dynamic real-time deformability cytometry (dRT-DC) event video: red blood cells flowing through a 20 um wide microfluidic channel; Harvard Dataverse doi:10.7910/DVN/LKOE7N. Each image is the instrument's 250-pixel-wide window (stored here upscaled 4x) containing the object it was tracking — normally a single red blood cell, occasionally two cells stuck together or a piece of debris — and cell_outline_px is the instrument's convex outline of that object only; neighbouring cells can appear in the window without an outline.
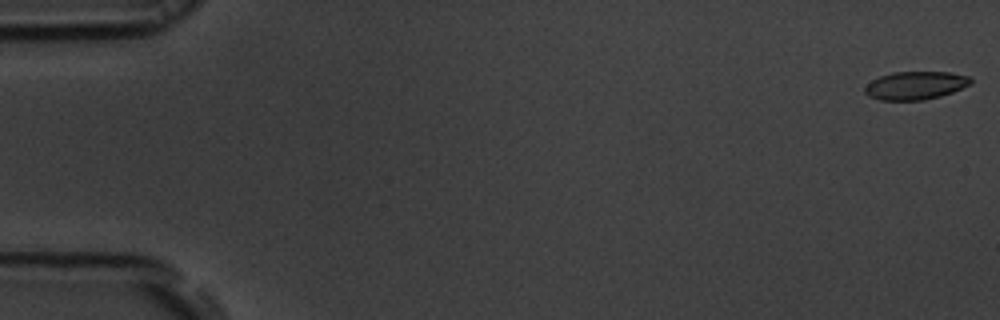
{"species": "common noctule bat (a hibernating species)", "species_latin": "Nyctalus noctula", "temperature_condition": "room temperature", "stored_images_in_passage": 54, "camera_frame_rate_fps": 3000, "um_per_image_px": 0.085, "animal": {"sex": "male", "body_mass_g": 19.5, "forearm_length_mm": 54.6}, "frame": {"image": 1, "passage_image": 1, "time_ms": 0.0, "image_size_px": [1000, 320], "cell_outline_px": [[972, 84], [952, 92], [940, 96], [924, 100], [880, 100], [868, 96], [864, 92], [864, 88], [872, 80], [880, 76], [892, 72], [948, 72], [972, 76]], "centroid_in_image_um": [77.83, 7.26], "position_along_channel_um": 7.2, "area_um2": 17.46}}
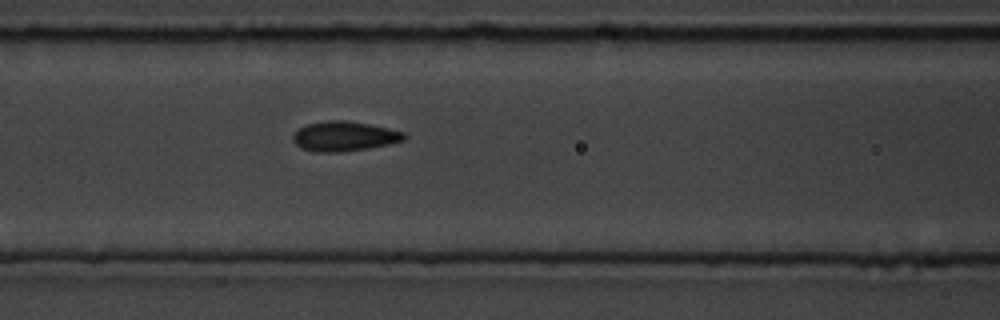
{"frame": {"image": 2, "passage_image": 23, "time_ms": 7.333, "image_size_px": [1000, 320], "cell_outline_px": [[408, 136], [404, 140], [388, 144], [368, 148], [340, 152], [316, 152], [300, 148], [292, 140], [292, 136], [300, 128], [308, 124], [328, 120], [344, 120], [368, 124], [388, 128], [404, 132]], "centroid_in_image_um": [29.26, 11.59], "position_along_channel_um": 137.3, "area_um2": 19.19}}
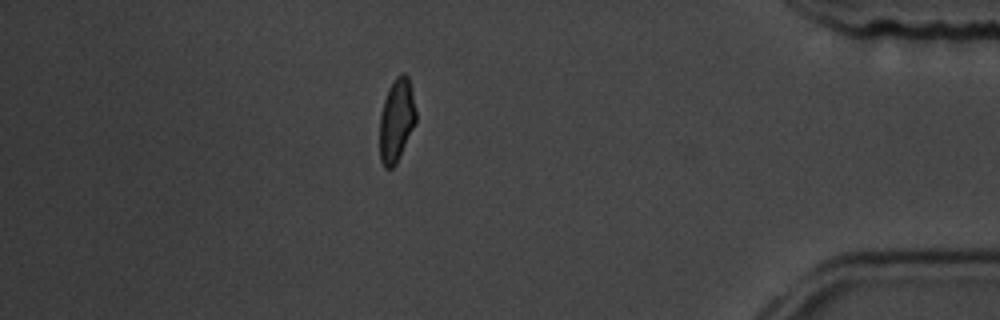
{"frame": {"image": 3, "passage_image": 47, "time_ms": 15.333, "image_size_px": [1000, 320], "cell_outline_px": [[416, 124], [396, 164], [392, 168], [384, 168], [380, 160], [380, 112], [388, 88], [396, 76], [400, 72], [404, 72], [408, 76], [412, 92], [416, 112]], "centroid_in_image_um": [33.7, 10.21], "position_along_channel_um": 401.5, "area_um2": 17.8}, "authors_computed_cell_mechanics": {"area_um2": 18.3515, "velocity_mm_per_s": 3.8129, "shape_relaxation_time_tau1_ms": 3.2223, "shape_relaxation_time_tau2_ms": 1.1407, "deformation_change_tau1": 0.1288, "deformation_change_tau2": 0.0759}}